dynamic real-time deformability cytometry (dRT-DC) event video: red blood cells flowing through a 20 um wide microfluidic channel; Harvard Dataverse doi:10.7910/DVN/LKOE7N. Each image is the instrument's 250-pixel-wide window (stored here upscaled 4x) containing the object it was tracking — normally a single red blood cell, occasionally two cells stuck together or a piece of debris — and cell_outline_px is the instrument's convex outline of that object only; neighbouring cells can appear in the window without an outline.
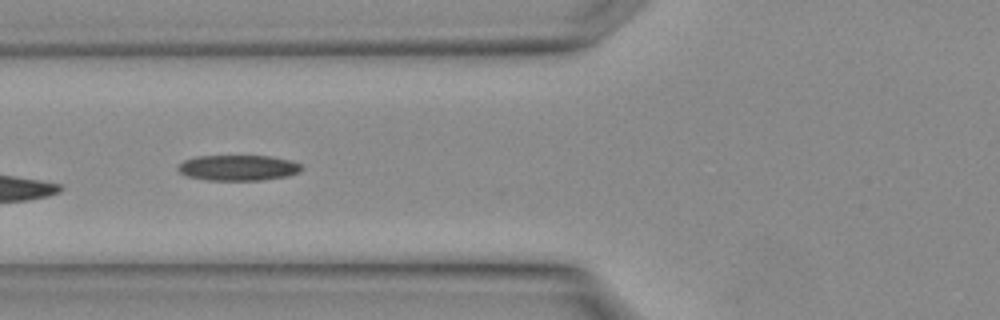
{"species": "Egyptian fruit bat (a non-hibernating species)", "species_latin": "Rousettus aegyptiacus", "temperature_condition": "warm", "stored_images_in_passage": 3, "camera_frame_rate_fps": 3000, "um_per_image_px": 0.085, "animal": {"sex": "female"}, "frame": {"image": 1, "passage_image": 3, "time_ms": 0.667, "image_size_px": [1000, 320], "cell_outline_px": [[304, 168], [300, 172], [288, 176], [260, 180], [208, 180], [188, 176], [180, 172], [176, 168], [184, 160], [196, 156], [268, 156], [292, 160], [300, 164]], "centroid_in_image_um": [20.27, 14.26], "position_along_channel_um": 105.5, "area_um2": 18.44}}